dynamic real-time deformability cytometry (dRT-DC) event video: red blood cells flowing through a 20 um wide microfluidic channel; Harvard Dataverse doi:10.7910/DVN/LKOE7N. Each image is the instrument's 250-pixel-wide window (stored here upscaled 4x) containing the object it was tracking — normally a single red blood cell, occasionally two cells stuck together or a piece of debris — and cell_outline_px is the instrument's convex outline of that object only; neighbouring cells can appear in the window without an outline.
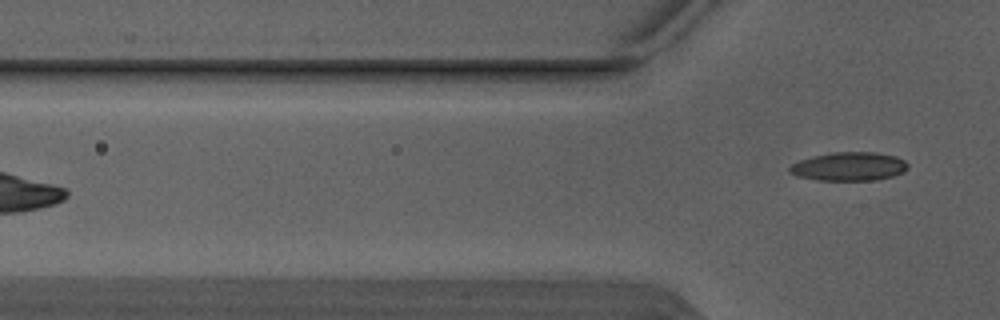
{"species": "Egyptian fruit bat (a non-hibernating species)", "species_latin": "Rousettus aegyptiacus", "temperature_condition": "warm", "stored_images_in_passage": 5, "camera_frame_rate_fps": 3000, "um_per_image_px": 0.085, "animal": {"sex": "male"}, "frame": {"image": 1, "passage_image": 5, "time_ms": 1.333, "image_size_px": [1000, 320], "cell_outline_px": [[908, 168], [904, 172], [892, 176], [876, 180], [816, 180], [796, 176], [788, 172], [788, 168], [792, 164], [800, 160], [812, 156], [832, 152], [876, 152], [896, 156], [904, 160], [908, 164]], "centroid_in_image_um": [72.16, 14.15], "position_along_channel_um": 53.6, "area_um2": 19.88}}